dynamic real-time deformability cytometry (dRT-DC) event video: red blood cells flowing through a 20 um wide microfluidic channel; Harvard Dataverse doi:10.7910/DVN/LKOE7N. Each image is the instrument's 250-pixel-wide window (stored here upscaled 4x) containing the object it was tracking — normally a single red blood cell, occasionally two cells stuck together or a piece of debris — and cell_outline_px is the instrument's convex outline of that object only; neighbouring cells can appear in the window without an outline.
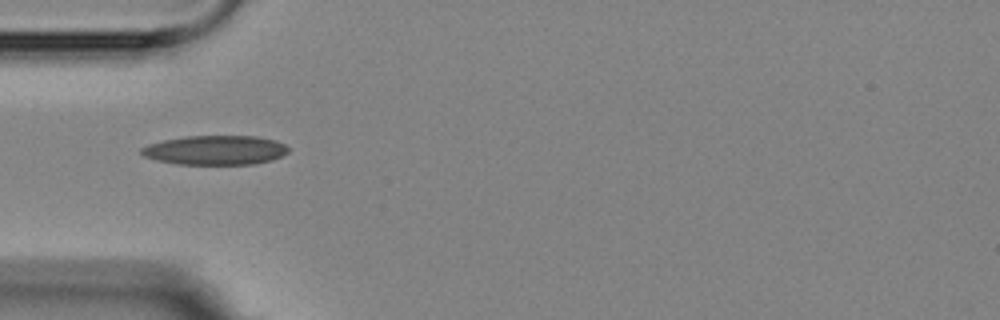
{"species": "Egyptian fruit bat (a non-hibernating species)", "species_latin": "Rousettus aegyptiacus", "temperature_condition": "room temperature", "stored_images_in_passage": 6, "camera_frame_rate_fps": 3000, "um_per_image_px": 0.085, "animal": {"sex": "female"}, "frame": {"image": 1, "passage_image": 1, "time_ms": 0.0, "image_size_px": [1000, 320], "cell_outline_px": [[288, 152], [272, 160], [252, 164], [176, 164], [156, 160], [144, 156], [140, 152], [140, 148], [148, 144], [164, 140], [184, 136], [256, 136], [276, 140], [284, 144], [288, 148]], "centroid_in_image_um": [18.28, 12.76], "position_along_channel_um": 66.7, "area_um2": 25.14}}
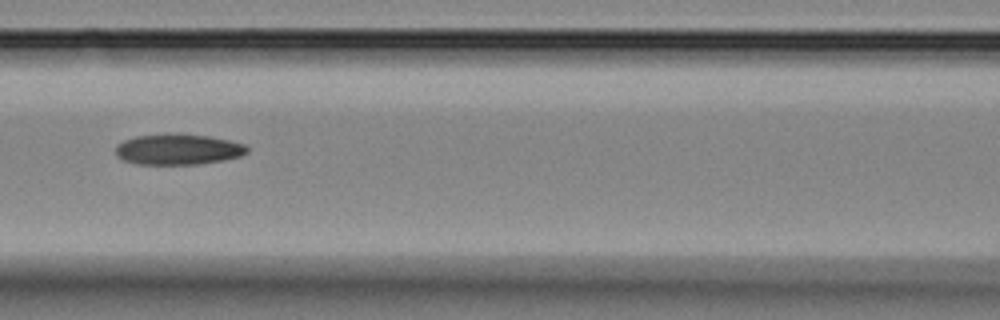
{"frame": {"image": 2, "passage_image": 3, "time_ms": 2.333, "image_size_px": [1000, 320], "cell_outline_px": [[248, 152], [240, 156], [224, 160], [196, 164], [136, 164], [124, 160], [116, 156], [116, 148], [124, 140], [136, 136], [176, 132], [208, 136], [228, 140], [244, 144], [248, 148]], "centroid_in_image_um": [15.14, 12.68], "position_along_channel_um": 151.5, "area_um2": 23.64}}
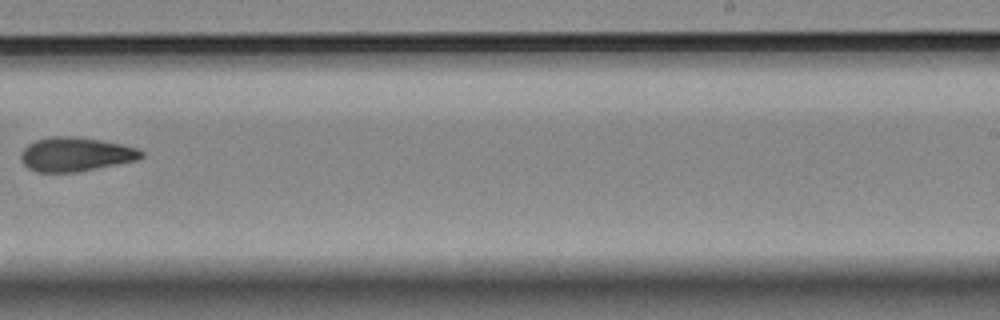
{"frame": {"image": 3, "passage_image": 6, "time_ms": 6.0, "image_size_px": [1000, 320], "cell_outline_px": [[144, 156], [136, 160], [76, 172], [36, 172], [28, 168], [20, 160], [20, 152], [28, 144], [36, 140], [52, 136], [76, 136], [100, 140], [120, 144], [136, 148], [144, 152]], "centroid_in_image_um": [6.38, 13.11], "position_along_channel_um": 282.6, "area_um2": 23.81}}